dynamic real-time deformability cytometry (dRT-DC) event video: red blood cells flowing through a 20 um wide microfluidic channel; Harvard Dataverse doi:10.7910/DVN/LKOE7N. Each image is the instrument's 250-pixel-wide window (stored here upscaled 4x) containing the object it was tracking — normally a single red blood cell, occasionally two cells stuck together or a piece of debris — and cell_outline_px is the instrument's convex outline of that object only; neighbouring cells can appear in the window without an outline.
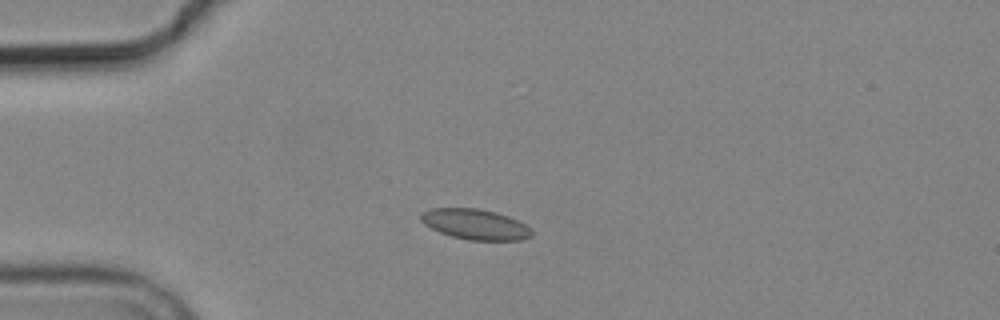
{"species": "common noctule bat (a hibernating species)", "species_latin": "Nyctalus noctula", "temperature_condition": "cold", "stored_images_in_passage": 4, "camera_frame_rate_fps": 3000, "um_per_image_px": 0.085, "animal": {"sex": "male", "body_mass_g": 19.2, "forearm_length_mm": 51.8}, "frame": {"image": 1, "passage_image": 3, "time_ms": 3.333, "image_size_px": [1000, 320], "cell_outline_px": [[532, 236], [520, 240], [468, 240], [452, 236], [440, 232], [424, 224], [420, 220], [420, 212], [432, 208], [476, 208], [496, 212], [508, 216], [524, 224], [532, 232]], "centroid_in_image_um": [40.35, 19.06], "position_along_channel_um": 44.6, "area_um2": 19.54}}